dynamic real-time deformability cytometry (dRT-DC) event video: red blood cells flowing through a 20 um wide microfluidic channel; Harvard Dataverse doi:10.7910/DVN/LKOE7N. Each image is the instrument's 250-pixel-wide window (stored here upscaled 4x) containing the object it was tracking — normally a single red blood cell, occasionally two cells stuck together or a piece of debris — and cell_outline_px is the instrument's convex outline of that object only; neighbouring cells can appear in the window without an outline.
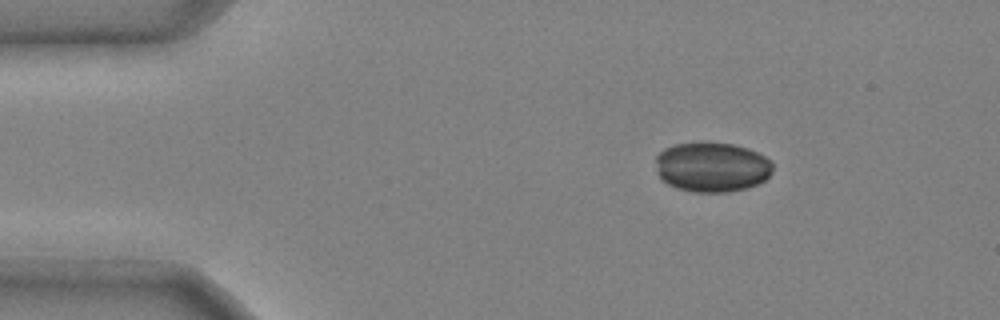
{"species": "common noctule bat (a hibernating species)", "species_latin": "Nyctalus noctula", "temperature_condition": "cold", "stored_images_in_passage": 39, "camera_frame_rate_fps": 3000, "um_per_image_px": 0.085, "animal": {"sex": "male", "body_mass_g": 20.4}, "frame": {"image": 1, "passage_image": 1, "time_ms": 0.0, "image_size_px": [1000, 320], "cell_outline_px": [[772, 172], [764, 180], [748, 188], [728, 192], [692, 192], [676, 188], [660, 180], [656, 172], [656, 156], [664, 148], [676, 144], [732, 144], [748, 148], [772, 160]], "centroid_in_image_um": [60.49, 14.23], "position_along_channel_um": 24.5, "area_um2": 33.87}}
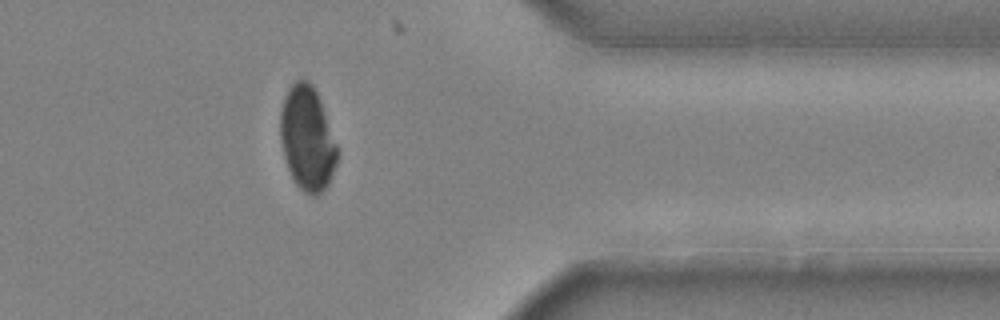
{"frame": {"image": 2, "passage_image": 34, "time_ms": 11.0, "image_size_px": [1000, 320], "cell_outline_px": [[336, 164], [328, 184], [316, 196], [312, 196], [304, 192], [296, 184], [288, 168], [284, 156], [280, 140], [280, 112], [288, 88], [296, 80], [308, 80], [312, 84], [320, 100], [336, 144]], "centroid_in_image_um": [26.09, 11.77], "position_along_channel_um": 385.3, "area_um2": 34.04}}